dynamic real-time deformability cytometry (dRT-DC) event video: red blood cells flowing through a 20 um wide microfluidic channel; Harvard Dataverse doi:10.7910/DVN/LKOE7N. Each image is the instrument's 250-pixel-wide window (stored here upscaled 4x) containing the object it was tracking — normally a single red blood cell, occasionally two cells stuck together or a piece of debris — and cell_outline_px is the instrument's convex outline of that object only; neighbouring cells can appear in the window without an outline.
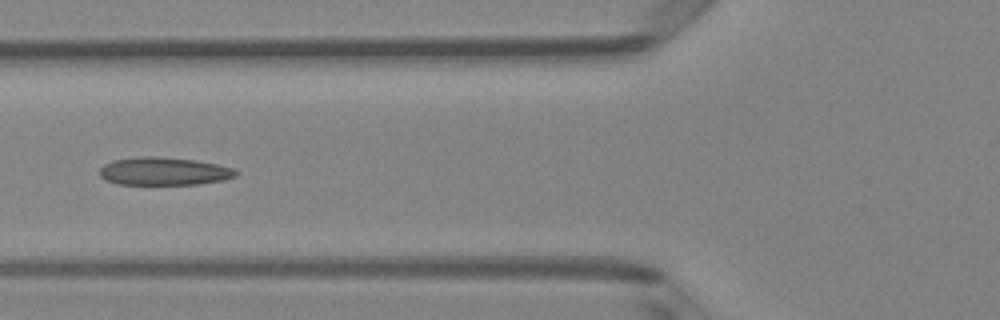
{"species": "Egyptian fruit bat (a non-hibernating species)", "species_latin": "Rousettus aegyptiacus", "temperature_condition": "room temperature", "stored_images_in_passage": 5, "camera_frame_rate_fps": 3000, "um_per_image_px": 0.085, "animal": {"sex": "female"}, "frame": {"image": 1, "passage_image": 5, "time_ms": 1.333, "image_size_px": [1000, 320], "cell_outline_px": [[240, 172], [236, 176], [224, 180], [196, 184], [116, 184], [104, 180], [100, 176], [100, 168], [104, 164], [112, 160], [144, 156], [156, 156], [196, 160], [216, 164], [232, 168]], "centroid_in_image_um": [13.92, 14.55], "position_along_channel_um": 111.9, "area_um2": 22.25}}